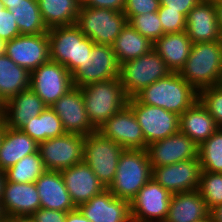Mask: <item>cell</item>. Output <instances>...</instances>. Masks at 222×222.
Returning a JSON list of instances; mask_svg holds the SVG:
<instances>
[{"label": "cell", "mask_w": 222, "mask_h": 222, "mask_svg": "<svg viewBox=\"0 0 222 222\" xmlns=\"http://www.w3.org/2000/svg\"><path fill=\"white\" fill-rule=\"evenodd\" d=\"M134 98L142 104L161 107L180 116L198 100V92L179 72H171L142 89Z\"/></svg>", "instance_id": "obj_1"}, {"label": "cell", "mask_w": 222, "mask_h": 222, "mask_svg": "<svg viewBox=\"0 0 222 222\" xmlns=\"http://www.w3.org/2000/svg\"><path fill=\"white\" fill-rule=\"evenodd\" d=\"M197 92L222 84V41L192 44L189 57L179 72Z\"/></svg>", "instance_id": "obj_2"}, {"label": "cell", "mask_w": 222, "mask_h": 222, "mask_svg": "<svg viewBox=\"0 0 222 222\" xmlns=\"http://www.w3.org/2000/svg\"><path fill=\"white\" fill-rule=\"evenodd\" d=\"M152 168L145 149H124L120 154L115 178L107 188L114 196L131 201L152 178Z\"/></svg>", "instance_id": "obj_3"}, {"label": "cell", "mask_w": 222, "mask_h": 222, "mask_svg": "<svg viewBox=\"0 0 222 222\" xmlns=\"http://www.w3.org/2000/svg\"><path fill=\"white\" fill-rule=\"evenodd\" d=\"M81 91L87 116L96 129L128 105L129 97L119 78L91 83Z\"/></svg>", "instance_id": "obj_4"}, {"label": "cell", "mask_w": 222, "mask_h": 222, "mask_svg": "<svg viewBox=\"0 0 222 222\" xmlns=\"http://www.w3.org/2000/svg\"><path fill=\"white\" fill-rule=\"evenodd\" d=\"M48 36L50 60L65 66L71 74L85 62L95 45L76 25L51 27Z\"/></svg>", "instance_id": "obj_5"}, {"label": "cell", "mask_w": 222, "mask_h": 222, "mask_svg": "<svg viewBox=\"0 0 222 222\" xmlns=\"http://www.w3.org/2000/svg\"><path fill=\"white\" fill-rule=\"evenodd\" d=\"M127 23L123 12L82 4L75 25L95 44L112 45Z\"/></svg>", "instance_id": "obj_6"}, {"label": "cell", "mask_w": 222, "mask_h": 222, "mask_svg": "<svg viewBox=\"0 0 222 222\" xmlns=\"http://www.w3.org/2000/svg\"><path fill=\"white\" fill-rule=\"evenodd\" d=\"M171 71L165 61L152 48L140 57L120 65L119 79L129 98L134 97L142 89L166 77Z\"/></svg>", "instance_id": "obj_7"}, {"label": "cell", "mask_w": 222, "mask_h": 222, "mask_svg": "<svg viewBox=\"0 0 222 222\" xmlns=\"http://www.w3.org/2000/svg\"><path fill=\"white\" fill-rule=\"evenodd\" d=\"M124 148L95 131L85 135L83 161L108 188L115 178L118 160Z\"/></svg>", "instance_id": "obj_8"}, {"label": "cell", "mask_w": 222, "mask_h": 222, "mask_svg": "<svg viewBox=\"0 0 222 222\" xmlns=\"http://www.w3.org/2000/svg\"><path fill=\"white\" fill-rule=\"evenodd\" d=\"M73 87L119 78L120 65L112 45L95 44L85 62L72 74Z\"/></svg>", "instance_id": "obj_9"}, {"label": "cell", "mask_w": 222, "mask_h": 222, "mask_svg": "<svg viewBox=\"0 0 222 222\" xmlns=\"http://www.w3.org/2000/svg\"><path fill=\"white\" fill-rule=\"evenodd\" d=\"M30 88L51 107L73 88L72 75L65 66L49 60L30 72Z\"/></svg>", "instance_id": "obj_10"}, {"label": "cell", "mask_w": 222, "mask_h": 222, "mask_svg": "<svg viewBox=\"0 0 222 222\" xmlns=\"http://www.w3.org/2000/svg\"><path fill=\"white\" fill-rule=\"evenodd\" d=\"M128 106L137 118L147 145L179 132L180 116L177 113L142 104L134 97L129 98Z\"/></svg>", "instance_id": "obj_11"}, {"label": "cell", "mask_w": 222, "mask_h": 222, "mask_svg": "<svg viewBox=\"0 0 222 222\" xmlns=\"http://www.w3.org/2000/svg\"><path fill=\"white\" fill-rule=\"evenodd\" d=\"M85 136L66 133L38 144L46 170L61 171L83 162Z\"/></svg>", "instance_id": "obj_12"}, {"label": "cell", "mask_w": 222, "mask_h": 222, "mask_svg": "<svg viewBox=\"0 0 222 222\" xmlns=\"http://www.w3.org/2000/svg\"><path fill=\"white\" fill-rule=\"evenodd\" d=\"M152 168V179L171 194L198 190L202 167L199 158Z\"/></svg>", "instance_id": "obj_13"}, {"label": "cell", "mask_w": 222, "mask_h": 222, "mask_svg": "<svg viewBox=\"0 0 222 222\" xmlns=\"http://www.w3.org/2000/svg\"><path fill=\"white\" fill-rule=\"evenodd\" d=\"M5 54L29 72L50 60L48 32L37 35L20 34L6 42Z\"/></svg>", "instance_id": "obj_14"}, {"label": "cell", "mask_w": 222, "mask_h": 222, "mask_svg": "<svg viewBox=\"0 0 222 222\" xmlns=\"http://www.w3.org/2000/svg\"><path fill=\"white\" fill-rule=\"evenodd\" d=\"M97 131L124 149L146 150L148 146L137 118L128 105L106 120Z\"/></svg>", "instance_id": "obj_15"}, {"label": "cell", "mask_w": 222, "mask_h": 222, "mask_svg": "<svg viewBox=\"0 0 222 222\" xmlns=\"http://www.w3.org/2000/svg\"><path fill=\"white\" fill-rule=\"evenodd\" d=\"M172 194L152 178L130 201L131 217L164 222Z\"/></svg>", "instance_id": "obj_16"}, {"label": "cell", "mask_w": 222, "mask_h": 222, "mask_svg": "<svg viewBox=\"0 0 222 222\" xmlns=\"http://www.w3.org/2000/svg\"><path fill=\"white\" fill-rule=\"evenodd\" d=\"M51 108L61 119L66 133L85 136L97 131L87 116L81 88L73 87Z\"/></svg>", "instance_id": "obj_17"}, {"label": "cell", "mask_w": 222, "mask_h": 222, "mask_svg": "<svg viewBox=\"0 0 222 222\" xmlns=\"http://www.w3.org/2000/svg\"><path fill=\"white\" fill-rule=\"evenodd\" d=\"M198 149L199 145L179 131L170 137L152 142L146 151L151 167H160L198 158Z\"/></svg>", "instance_id": "obj_18"}, {"label": "cell", "mask_w": 222, "mask_h": 222, "mask_svg": "<svg viewBox=\"0 0 222 222\" xmlns=\"http://www.w3.org/2000/svg\"><path fill=\"white\" fill-rule=\"evenodd\" d=\"M78 209L91 222H130V201L114 196L107 188Z\"/></svg>", "instance_id": "obj_19"}, {"label": "cell", "mask_w": 222, "mask_h": 222, "mask_svg": "<svg viewBox=\"0 0 222 222\" xmlns=\"http://www.w3.org/2000/svg\"><path fill=\"white\" fill-rule=\"evenodd\" d=\"M185 32L193 44L222 41L216 6L211 0H201L190 10Z\"/></svg>", "instance_id": "obj_20"}, {"label": "cell", "mask_w": 222, "mask_h": 222, "mask_svg": "<svg viewBox=\"0 0 222 222\" xmlns=\"http://www.w3.org/2000/svg\"><path fill=\"white\" fill-rule=\"evenodd\" d=\"M60 172L76 208L106 189L84 161L70 168L63 169Z\"/></svg>", "instance_id": "obj_21"}, {"label": "cell", "mask_w": 222, "mask_h": 222, "mask_svg": "<svg viewBox=\"0 0 222 222\" xmlns=\"http://www.w3.org/2000/svg\"><path fill=\"white\" fill-rule=\"evenodd\" d=\"M41 208L35 183H14L5 181L1 209L5 217L31 216Z\"/></svg>", "instance_id": "obj_22"}, {"label": "cell", "mask_w": 222, "mask_h": 222, "mask_svg": "<svg viewBox=\"0 0 222 222\" xmlns=\"http://www.w3.org/2000/svg\"><path fill=\"white\" fill-rule=\"evenodd\" d=\"M47 105L28 88L8 100L1 109V119L9 128H20L31 118L39 116Z\"/></svg>", "instance_id": "obj_23"}, {"label": "cell", "mask_w": 222, "mask_h": 222, "mask_svg": "<svg viewBox=\"0 0 222 222\" xmlns=\"http://www.w3.org/2000/svg\"><path fill=\"white\" fill-rule=\"evenodd\" d=\"M41 208L70 212L76 209L60 171L46 170L35 181Z\"/></svg>", "instance_id": "obj_24"}, {"label": "cell", "mask_w": 222, "mask_h": 222, "mask_svg": "<svg viewBox=\"0 0 222 222\" xmlns=\"http://www.w3.org/2000/svg\"><path fill=\"white\" fill-rule=\"evenodd\" d=\"M38 151V143L19 128H9L4 124L0 145V170L5 171L24 158Z\"/></svg>", "instance_id": "obj_25"}, {"label": "cell", "mask_w": 222, "mask_h": 222, "mask_svg": "<svg viewBox=\"0 0 222 222\" xmlns=\"http://www.w3.org/2000/svg\"><path fill=\"white\" fill-rule=\"evenodd\" d=\"M192 44L185 31L176 32L164 34L153 43V49L171 72H180L189 57Z\"/></svg>", "instance_id": "obj_26"}, {"label": "cell", "mask_w": 222, "mask_h": 222, "mask_svg": "<svg viewBox=\"0 0 222 222\" xmlns=\"http://www.w3.org/2000/svg\"><path fill=\"white\" fill-rule=\"evenodd\" d=\"M218 128L214 118L199 100L180 115L179 131L197 145L207 140Z\"/></svg>", "instance_id": "obj_27"}, {"label": "cell", "mask_w": 222, "mask_h": 222, "mask_svg": "<svg viewBox=\"0 0 222 222\" xmlns=\"http://www.w3.org/2000/svg\"><path fill=\"white\" fill-rule=\"evenodd\" d=\"M209 212L198 190L174 193L164 222H194L206 217Z\"/></svg>", "instance_id": "obj_28"}, {"label": "cell", "mask_w": 222, "mask_h": 222, "mask_svg": "<svg viewBox=\"0 0 222 222\" xmlns=\"http://www.w3.org/2000/svg\"><path fill=\"white\" fill-rule=\"evenodd\" d=\"M30 88V72L15 64L6 54L0 56V105Z\"/></svg>", "instance_id": "obj_29"}, {"label": "cell", "mask_w": 222, "mask_h": 222, "mask_svg": "<svg viewBox=\"0 0 222 222\" xmlns=\"http://www.w3.org/2000/svg\"><path fill=\"white\" fill-rule=\"evenodd\" d=\"M47 28L75 25L82 0H38Z\"/></svg>", "instance_id": "obj_30"}, {"label": "cell", "mask_w": 222, "mask_h": 222, "mask_svg": "<svg viewBox=\"0 0 222 222\" xmlns=\"http://www.w3.org/2000/svg\"><path fill=\"white\" fill-rule=\"evenodd\" d=\"M112 48L121 65L149 52L153 48V43L137 32L128 22L113 42Z\"/></svg>", "instance_id": "obj_31"}, {"label": "cell", "mask_w": 222, "mask_h": 222, "mask_svg": "<svg viewBox=\"0 0 222 222\" xmlns=\"http://www.w3.org/2000/svg\"><path fill=\"white\" fill-rule=\"evenodd\" d=\"M19 129L38 144L66 134L61 119L51 107L45 108L39 116L31 118Z\"/></svg>", "instance_id": "obj_32"}, {"label": "cell", "mask_w": 222, "mask_h": 222, "mask_svg": "<svg viewBox=\"0 0 222 222\" xmlns=\"http://www.w3.org/2000/svg\"><path fill=\"white\" fill-rule=\"evenodd\" d=\"M9 11L16 19L20 34L37 35L48 32L39 9L38 0H19Z\"/></svg>", "instance_id": "obj_33"}, {"label": "cell", "mask_w": 222, "mask_h": 222, "mask_svg": "<svg viewBox=\"0 0 222 222\" xmlns=\"http://www.w3.org/2000/svg\"><path fill=\"white\" fill-rule=\"evenodd\" d=\"M46 171L39 151L25 156L5 170L6 180L14 183H35Z\"/></svg>", "instance_id": "obj_34"}, {"label": "cell", "mask_w": 222, "mask_h": 222, "mask_svg": "<svg viewBox=\"0 0 222 222\" xmlns=\"http://www.w3.org/2000/svg\"><path fill=\"white\" fill-rule=\"evenodd\" d=\"M198 158L202 171L222 173V128L199 145Z\"/></svg>", "instance_id": "obj_35"}, {"label": "cell", "mask_w": 222, "mask_h": 222, "mask_svg": "<svg viewBox=\"0 0 222 222\" xmlns=\"http://www.w3.org/2000/svg\"><path fill=\"white\" fill-rule=\"evenodd\" d=\"M198 191L209 210L222 204V173L202 171Z\"/></svg>", "instance_id": "obj_36"}, {"label": "cell", "mask_w": 222, "mask_h": 222, "mask_svg": "<svg viewBox=\"0 0 222 222\" xmlns=\"http://www.w3.org/2000/svg\"><path fill=\"white\" fill-rule=\"evenodd\" d=\"M129 24L142 36L148 38L152 43L164 35L160 18L157 12H147L134 16Z\"/></svg>", "instance_id": "obj_37"}, {"label": "cell", "mask_w": 222, "mask_h": 222, "mask_svg": "<svg viewBox=\"0 0 222 222\" xmlns=\"http://www.w3.org/2000/svg\"><path fill=\"white\" fill-rule=\"evenodd\" d=\"M198 100L214 118L219 128H222V84L207 87L198 92Z\"/></svg>", "instance_id": "obj_38"}, {"label": "cell", "mask_w": 222, "mask_h": 222, "mask_svg": "<svg viewBox=\"0 0 222 222\" xmlns=\"http://www.w3.org/2000/svg\"><path fill=\"white\" fill-rule=\"evenodd\" d=\"M164 34L184 32L186 29V16L178 11L168 10L160 6L157 11Z\"/></svg>", "instance_id": "obj_39"}, {"label": "cell", "mask_w": 222, "mask_h": 222, "mask_svg": "<svg viewBox=\"0 0 222 222\" xmlns=\"http://www.w3.org/2000/svg\"><path fill=\"white\" fill-rule=\"evenodd\" d=\"M160 8L159 0H125L123 13L129 22L134 16L144 13L157 12Z\"/></svg>", "instance_id": "obj_40"}, {"label": "cell", "mask_w": 222, "mask_h": 222, "mask_svg": "<svg viewBox=\"0 0 222 222\" xmlns=\"http://www.w3.org/2000/svg\"><path fill=\"white\" fill-rule=\"evenodd\" d=\"M19 35L20 31L13 13L0 3V38L8 42Z\"/></svg>", "instance_id": "obj_41"}, {"label": "cell", "mask_w": 222, "mask_h": 222, "mask_svg": "<svg viewBox=\"0 0 222 222\" xmlns=\"http://www.w3.org/2000/svg\"><path fill=\"white\" fill-rule=\"evenodd\" d=\"M67 212L40 208L31 217L35 222H65Z\"/></svg>", "instance_id": "obj_42"}, {"label": "cell", "mask_w": 222, "mask_h": 222, "mask_svg": "<svg viewBox=\"0 0 222 222\" xmlns=\"http://www.w3.org/2000/svg\"><path fill=\"white\" fill-rule=\"evenodd\" d=\"M160 6L168 7V10L178 11L186 17L190 10L201 0H159Z\"/></svg>", "instance_id": "obj_43"}, {"label": "cell", "mask_w": 222, "mask_h": 222, "mask_svg": "<svg viewBox=\"0 0 222 222\" xmlns=\"http://www.w3.org/2000/svg\"><path fill=\"white\" fill-rule=\"evenodd\" d=\"M125 0H82L85 7L90 8H108L123 12Z\"/></svg>", "instance_id": "obj_44"}, {"label": "cell", "mask_w": 222, "mask_h": 222, "mask_svg": "<svg viewBox=\"0 0 222 222\" xmlns=\"http://www.w3.org/2000/svg\"><path fill=\"white\" fill-rule=\"evenodd\" d=\"M65 222H91V221L88 220L78 208H76L73 211L67 212Z\"/></svg>", "instance_id": "obj_45"}, {"label": "cell", "mask_w": 222, "mask_h": 222, "mask_svg": "<svg viewBox=\"0 0 222 222\" xmlns=\"http://www.w3.org/2000/svg\"><path fill=\"white\" fill-rule=\"evenodd\" d=\"M209 214L213 218L214 222H222V204H219L210 209Z\"/></svg>", "instance_id": "obj_46"}, {"label": "cell", "mask_w": 222, "mask_h": 222, "mask_svg": "<svg viewBox=\"0 0 222 222\" xmlns=\"http://www.w3.org/2000/svg\"><path fill=\"white\" fill-rule=\"evenodd\" d=\"M12 222H35L31 216H12Z\"/></svg>", "instance_id": "obj_47"}, {"label": "cell", "mask_w": 222, "mask_h": 222, "mask_svg": "<svg viewBox=\"0 0 222 222\" xmlns=\"http://www.w3.org/2000/svg\"><path fill=\"white\" fill-rule=\"evenodd\" d=\"M215 6H216L218 25L222 35V5H215Z\"/></svg>", "instance_id": "obj_48"}, {"label": "cell", "mask_w": 222, "mask_h": 222, "mask_svg": "<svg viewBox=\"0 0 222 222\" xmlns=\"http://www.w3.org/2000/svg\"><path fill=\"white\" fill-rule=\"evenodd\" d=\"M6 181L5 171L0 170V204L3 196L4 183Z\"/></svg>", "instance_id": "obj_49"}, {"label": "cell", "mask_w": 222, "mask_h": 222, "mask_svg": "<svg viewBox=\"0 0 222 222\" xmlns=\"http://www.w3.org/2000/svg\"><path fill=\"white\" fill-rule=\"evenodd\" d=\"M19 0H0V3L8 10L14 8Z\"/></svg>", "instance_id": "obj_50"}, {"label": "cell", "mask_w": 222, "mask_h": 222, "mask_svg": "<svg viewBox=\"0 0 222 222\" xmlns=\"http://www.w3.org/2000/svg\"><path fill=\"white\" fill-rule=\"evenodd\" d=\"M6 42L0 38V56L5 54Z\"/></svg>", "instance_id": "obj_51"}, {"label": "cell", "mask_w": 222, "mask_h": 222, "mask_svg": "<svg viewBox=\"0 0 222 222\" xmlns=\"http://www.w3.org/2000/svg\"><path fill=\"white\" fill-rule=\"evenodd\" d=\"M194 222H214V221H213V218L211 217V215L209 214L206 217H204L200 220L194 221Z\"/></svg>", "instance_id": "obj_52"}, {"label": "cell", "mask_w": 222, "mask_h": 222, "mask_svg": "<svg viewBox=\"0 0 222 222\" xmlns=\"http://www.w3.org/2000/svg\"><path fill=\"white\" fill-rule=\"evenodd\" d=\"M3 133H4V122L1 119L0 120V145H1L2 138H3Z\"/></svg>", "instance_id": "obj_53"}, {"label": "cell", "mask_w": 222, "mask_h": 222, "mask_svg": "<svg viewBox=\"0 0 222 222\" xmlns=\"http://www.w3.org/2000/svg\"><path fill=\"white\" fill-rule=\"evenodd\" d=\"M130 222H161V221H153V220H143L131 217Z\"/></svg>", "instance_id": "obj_54"}, {"label": "cell", "mask_w": 222, "mask_h": 222, "mask_svg": "<svg viewBox=\"0 0 222 222\" xmlns=\"http://www.w3.org/2000/svg\"><path fill=\"white\" fill-rule=\"evenodd\" d=\"M1 222H12V216L11 217H5Z\"/></svg>", "instance_id": "obj_55"}, {"label": "cell", "mask_w": 222, "mask_h": 222, "mask_svg": "<svg viewBox=\"0 0 222 222\" xmlns=\"http://www.w3.org/2000/svg\"><path fill=\"white\" fill-rule=\"evenodd\" d=\"M215 5H222V0H211Z\"/></svg>", "instance_id": "obj_56"}, {"label": "cell", "mask_w": 222, "mask_h": 222, "mask_svg": "<svg viewBox=\"0 0 222 222\" xmlns=\"http://www.w3.org/2000/svg\"><path fill=\"white\" fill-rule=\"evenodd\" d=\"M0 218H5V215L2 213L1 204H0Z\"/></svg>", "instance_id": "obj_57"}, {"label": "cell", "mask_w": 222, "mask_h": 222, "mask_svg": "<svg viewBox=\"0 0 222 222\" xmlns=\"http://www.w3.org/2000/svg\"><path fill=\"white\" fill-rule=\"evenodd\" d=\"M1 109H2V106L0 105V120H1Z\"/></svg>", "instance_id": "obj_58"}]
</instances>
